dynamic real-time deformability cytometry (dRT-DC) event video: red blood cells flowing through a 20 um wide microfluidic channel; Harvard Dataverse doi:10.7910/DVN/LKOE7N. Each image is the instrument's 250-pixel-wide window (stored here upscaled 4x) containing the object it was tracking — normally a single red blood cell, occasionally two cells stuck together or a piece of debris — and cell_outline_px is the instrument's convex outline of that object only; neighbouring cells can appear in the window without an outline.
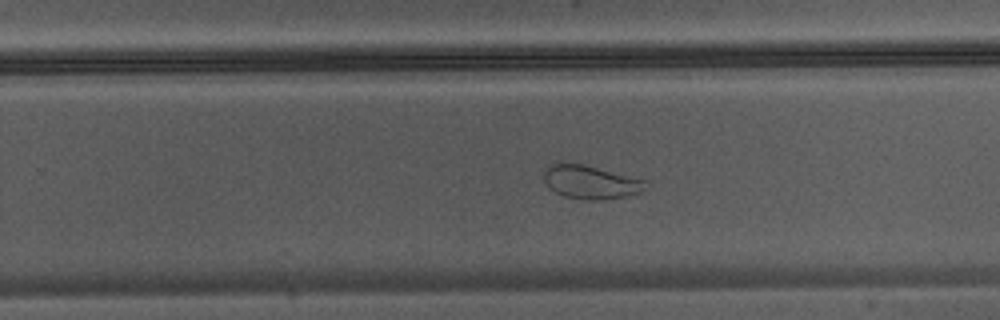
{"species": "Egyptian fruit bat (a non-hibernating species)", "species_latin": "Rousettus aegyptiacus", "temperature_condition": "warm", "stored_images_in_passage": 41, "camera_frame_rate_fps": 3000, "um_per_image_px": 0.085, "animal": {"sex": "male"}, "frame": {"image": 1, "passage_image": 25, "time_ms": 8.0, "image_size_px": [1000, 320], "cell_outline_px": [[648, 180], [644, 188], [640, 192], [624, 196], [604, 200], [588, 200], [564, 196], [556, 192], [544, 180], [544, 172], [552, 164], [560, 160], [564, 160], [584, 164]], "centroid_in_image_um": [50.2, 15.44], "position_along_channel_um": 279.6, "area_um2": 20.0}}
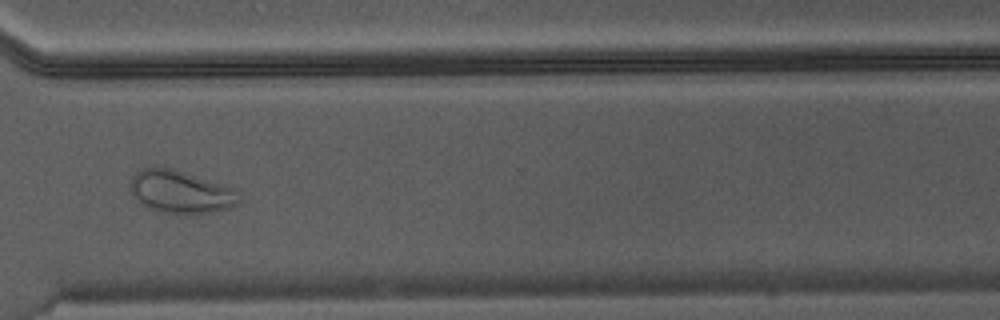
{"frame": {"image": 2, "passage_image": 30, "time_ms": 9.667, "image_size_px": [1000, 320], "cell_outline_px": [[240, 204], [232, 208], [208, 212], [160, 212], [148, 208], [140, 204], [132, 196], [128, 188], [132, 176], [136, 172], [144, 168], [168, 168], [184, 172], [236, 188], [240, 192]], "centroid_in_image_um": [15.36, 16.31], "position_along_channel_um": 355.2, "area_um2": 27.05}}
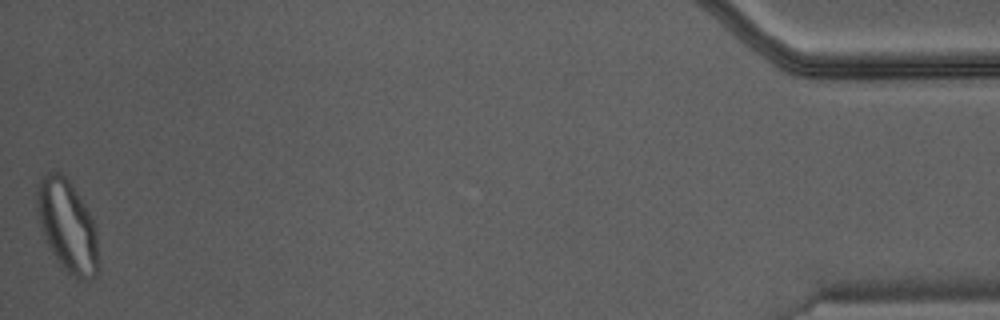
{"frame": {"image": 3, "passage_image": 41, "time_ms": 13.333, "image_size_px": [1000, 320], "cell_outline_px": [[96, 276], [88, 280], [76, 280], [60, 264], [48, 248], [36, 212], [36, 192], [40, 180], [48, 172], [60, 172], [72, 184], [84, 204], [92, 220], [96, 232]], "centroid_in_image_um": [5.68, 19.21], "position_along_channel_um": 429.5, "area_um2": 32.43}}